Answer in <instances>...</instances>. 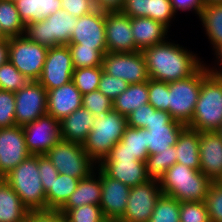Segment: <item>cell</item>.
Wrapping results in <instances>:
<instances>
[{"label": "cell", "instance_id": "obj_24", "mask_svg": "<svg viewBox=\"0 0 222 222\" xmlns=\"http://www.w3.org/2000/svg\"><path fill=\"white\" fill-rule=\"evenodd\" d=\"M131 29L135 46L140 51L165 42L169 36L165 25L148 17L131 18Z\"/></svg>", "mask_w": 222, "mask_h": 222}, {"label": "cell", "instance_id": "obj_47", "mask_svg": "<svg viewBox=\"0 0 222 222\" xmlns=\"http://www.w3.org/2000/svg\"><path fill=\"white\" fill-rule=\"evenodd\" d=\"M39 176L45 193L51 188V183L58 176V170L54 167L52 162L46 155H38Z\"/></svg>", "mask_w": 222, "mask_h": 222}, {"label": "cell", "instance_id": "obj_43", "mask_svg": "<svg viewBox=\"0 0 222 222\" xmlns=\"http://www.w3.org/2000/svg\"><path fill=\"white\" fill-rule=\"evenodd\" d=\"M17 126L15 120V93L0 90V128Z\"/></svg>", "mask_w": 222, "mask_h": 222}, {"label": "cell", "instance_id": "obj_55", "mask_svg": "<svg viewBox=\"0 0 222 222\" xmlns=\"http://www.w3.org/2000/svg\"><path fill=\"white\" fill-rule=\"evenodd\" d=\"M9 60V39L0 40V66Z\"/></svg>", "mask_w": 222, "mask_h": 222}, {"label": "cell", "instance_id": "obj_3", "mask_svg": "<svg viewBox=\"0 0 222 222\" xmlns=\"http://www.w3.org/2000/svg\"><path fill=\"white\" fill-rule=\"evenodd\" d=\"M39 173L38 155H30L3 178L29 211L47 210L46 193Z\"/></svg>", "mask_w": 222, "mask_h": 222}, {"label": "cell", "instance_id": "obj_35", "mask_svg": "<svg viewBox=\"0 0 222 222\" xmlns=\"http://www.w3.org/2000/svg\"><path fill=\"white\" fill-rule=\"evenodd\" d=\"M103 66L74 69L72 81L82 95L98 90Z\"/></svg>", "mask_w": 222, "mask_h": 222}, {"label": "cell", "instance_id": "obj_41", "mask_svg": "<svg viewBox=\"0 0 222 222\" xmlns=\"http://www.w3.org/2000/svg\"><path fill=\"white\" fill-rule=\"evenodd\" d=\"M180 222H210L205 201L180 202Z\"/></svg>", "mask_w": 222, "mask_h": 222}, {"label": "cell", "instance_id": "obj_59", "mask_svg": "<svg viewBox=\"0 0 222 222\" xmlns=\"http://www.w3.org/2000/svg\"><path fill=\"white\" fill-rule=\"evenodd\" d=\"M3 39H9V38L4 34L0 26V40H3Z\"/></svg>", "mask_w": 222, "mask_h": 222}, {"label": "cell", "instance_id": "obj_34", "mask_svg": "<svg viewBox=\"0 0 222 222\" xmlns=\"http://www.w3.org/2000/svg\"><path fill=\"white\" fill-rule=\"evenodd\" d=\"M180 202L172 197L161 195L148 222H180Z\"/></svg>", "mask_w": 222, "mask_h": 222}, {"label": "cell", "instance_id": "obj_6", "mask_svg": "<svg viewBox=\"0 0 222 222\" xmlns=\"http://www.w3.org/2000/svg\"><path fill=\"white\" fill-rule=\"evenodd\" d=\"M210 73L206 63L193 75L168 82L169 114L185 126L193 117L195 105L202 86V80Z\"/></svg>", "mask_w": 222, "mask_h": 222}, {"label": "cell", "instance_id": "obj_38", "mask_svg": "<svg viewBox=\"0 0 222 222\" xmlns=\"http://www.w3.org/2000/svg\"><path fill=\"white\" fill-rule=\"evenodd\" d=\"M66 222H104L100 205H83L77 208L68 209L64 214Z\"/></svg>", "mask_w": 222, "mask_h": 222}, {"label": "cell", "instance_id": "obj_39", "mask_svg": "<svg viewBox=\"0 0 222 222\" xmlns=\"http://www.w3.org/2000/svg\"><path fill=\"white\" fill-rule=\"evenodd\" d=\"M82 107L98 117L113 110V100L96 90L82 95Z\"/></svg>", "mask_w": 222, "mask_h": 222}, {"label": "cell", "instance_id": "obj_15", "mask_svg": "<svg viewBox=\"0 0 222 222\" xmlns=\"http://www.w3.org/2000/svg\"><path fill=\"white\" fill-rule=\"evenodd\" d=\"M47 114V90L38 82L30 81L15 92V120L24 126Z\"/></svg>", "mask_w": 222, "mask_h": 222}, {"label": "cell", "instance_id": "obj_44", "mask_svg": "<svg viewBox=\"0 0 222 222\" xmlns=\"http://www.w3.org/2000/svg\"><path fill=\"white\" fill-rule=\"evenodd\" d=\"M205 204L209 212L210 222H222V186L217 182L210 185Z\"/></svg>", "mask_w": 222, "mask_h": 222}, {"label": "cell", "instance_id": "obj_14", "mask_svg": "<svg viewBox=\"0 0 222 222\" xmlns=\"http://www.w3.org/2000/svg\"><path fill=\"white\" fill-rule=\"evenodd\" d=\"M74 66L68 45L48 48L42 73L37 80L47 91L72 81Z\"/></svg>", "mask_w": 222, "mask_h": 222}, {"label": "cell", "instance_id": "obj_7", "mask_svg": "<svg viewBox=\"0 0 222 222\" xmlns=\"http://www.w3.org/2000/svg\"><path fill=\"white\" fill-rule=\"evenodd\" d=\"M77 26V17L65 10H58L47 18L26 25L25 35L47 48L68 45Z\"/></svg>", "mask_w": 222, "mask_h": 222}, {"label": "cell", "instance_id": "obj_13", "mask_svg": "<svg viewBox=\"0 0 222 222\" xmlns=\"http://www.w3.org/2000/svg\"><path fill=\"white\" fill-rule=\"evenodd\" d=\"M162 190L158 180L132 187L128 196L126 211L118 222H148Z\"/></svg>", "mask_w": 222, "mask_h": 222}, {"label": "cell", "instance_id": "obj_8", "mask_svg": "<svg viewBox=\"0 0 222 222\" xmlns=\"http://www.w3.org/2000/svg\"><path fill=\"white\" fill-rule=\"evenodd\" d=\"M108 177L118 180L130 188L150 180L145 162L137 160L118 142L110 153L97 165Z\"/></svg>", "mask_w": 222, "mask_h": 222}, {"label": "cell", "instance_id": "obj_46", "mask_svg": "<svg viewBox=\"0 0 222 222\" xmlns=\"http://www.w3.org/2000/svg\"><path fill=\"white\" fill-rule=\"evenodd\" d=\"M21 20L25 25L38 22L43 18L40 16L39 0H17L15 1Z\"/></svg>", "mask_w": 222, "mask_h": 222}, {"label": "cell", "instance_id": "obj_23", "mask_svg": "<svg viewBox=\"0 0 222 222\" xmlns=\"http://www.w3.org/2000/svg\"><path fill=\"white\" fill-rule=\"evenodd\" d=\"M100 200L101 169L96 166L93 172L79 181L76 190L58 211L64 214L68 209L77 208L83 205H100Z\"/></svg>", "mask_w": 222, "mask_h": 222}, {"label": "cell", "instance_id": "obj_1", "mask_svg": "<svg viewBox=\"0 0 222 222\" xmlns=\"http://www.w3.org/2000/svg\"><path fill=\"white\" fill-rule=\"evenodd\" d=\"M168 40L142 50L151 79L177 81L195 74L205 64L195 52Z\"/></svg>", "mask_w": 222, "mask_h": 222}, {"label": "cell", "instance_id": "obj_5", "mask_svg": "<svg viewBox=\"0 0 222 222\" xmlns=\"http://www.w3.org/2000/svg\"><path fill=\"white\" fill-rule=\"evenodd\" d=\"M222 125V81L209 73L203 80L188 128L216 131Z\"/></svg>", "mask_w": 222, "mask_h": 222}, {"label": "cell", "instance_id": "obj_12", "mask_svg": "<svg viewBox=\"0 0 222 222\" xmlns=\"http://www.w3.org/2000/svg\"><path fill=\"white\" fill-rule=\"evenodd\" d=\"M102 66L108 75L121 78L129 84L148 82L150 79L142 51L106 52Z\"/></svg>", "mask_w": 222, "mask_h": 222}, {"label": "cell", "instance_id": "obj_51", "mask_svg": "<svg viewBox=\"0 0 222 222\" xmlns=\"http://www.w3.org/2000/svg\"><path fill=\"white\" fill-rule=\"evenodd\" d=\"M171 5L174 13L194 12L198 17L200 12L205 7L203 0H171Z\"/></svg>", "mask_w": 222, "mask_h": 222}, {"label": "cell", "instance_id": "obj_36", "mask_svg": "<svg viewBox=\"0 0 222 222\" xmlns=\"http://www.w3.org/2000/svg\"><path fill=\"white\" fill-rule=\"evenodd\" d=\"M74 69L102 66L103 55L95 47L68 44Z\"/></svg>", "mask_w": 222, "mask_h": 222}, {"label": "cell", "instance_id": "obj_53", "mask_svg": "<svg viewBox=\"0 0 222 222\" xmlns=\"http://www.w3.org/2000/svg\"><path fill=\"white\" fill-rule=\"evenodd\" d=\"M95 9L103 12L121 11L125 0H93Z\"/></svg>", "mask_w": 222, "mask_h": 222}, {"label": "cell", "instance_id": "obj_21", "mask_svg": "<svg viewBox=\"0 0 222 222\" xmlns=\"http://www.w3.org/2000/svg\"><path fill=\"white\" fill-rule=\"evenodd\" d=\"M199 133L200 171L217 182L222 177V139L216 131Z\"/></svg>", "mask_w": 222, "mask_h": 222}, {"label": "cell", "instance_id": "obj_31", "mask_svg": "<svg viewBox=\"0 0 222 222\" xmlns=\"http://www.w3.org/2000/svg\"><path fill=\"white\" fill-rule=\"evenodd\" d=\"M0 26L8 38L25 35L26 25L21 20L15 2L0 0Z\"/></svg>", "mask_w": 222, "mask_h": 222}, {"label": "cell", "instance_id": "obj_2", "mask_svg": "<svg viewBox=\"0 0 222 222\" xmlns=\"http://www.w3.org/2000/svg\"><path fill=\"white\" fill-rule=\"evenodd\" d=\"M162 194L179 202L205 201L212 182L200 170L175 163L158 181Z\"/></svg>", "mask_w": 222, "mask_h": 222}, {"label": "cell", "instance_id": "obj_61", "mask_svg": "<svg viewBox=\"0 0 222 222\" xmlns=\"http://www.w3.org/2000/svg\"><path fill=\"white\" fill-rule=\"evenodd\" d=\"M216 132L218 133V135L221 137L222 139V125L216 130Z\"/></svg>", "mask_w": 222, "mask_h": 222}, {"label": "cell", "instance_id": "obj_33", "mask_svg": "<svg viewBox=\"0 0 222 222\" xmlns=\"http://www.w3.org/2000/svg\"><path fill=\"white\" fill-rule=\"evenodd\" d=\"M175 145L169 150L160 151L158 154H151L145 161L146 173L150 180H160L165 171L172 167L176 161Z\"/></svg>", "mask_w": 222, "mask_h": 222}, {"label": "cell", "instance_id": "obj_40", "mask_svg": "<svg viewBox=\"0 0 222 222\" xmlns=\"http://www.w3.org/2000/svg\"><path fill=\"white\" fill-rule=\"evenodd\" d=\"M148 103L156 110L167 111L169 113L168 82L151 78L148 80Z\"/></svg>", "mask_w": 222, "mask_h": 222}, {"label": "cell", "instance_id": "obj_57", "mask_svg": "<svg viewBox=\"0 0 222 222\" xmlns=\"http://www.w3.org/2000/svg\"><path fill=\"white\" fill-rule=\"evenodd\" d=\"M205 6L212 4H222V0H203Z\"/></svg>", "mask_w": 222, "mask_h": 222}, {"label": "cell", "instance_id": "obj_4", "mask_svg": "<svg viewBox=\"0 0 222 222\" xmlns=\"http://www.w3.org/2000/svg\"><path fill=\"white\" fill-rule=\"evenodd\" d=\"M128 127L127 117L111 110L96 117L95 124L82 146L89 157L98 165L118 143Z\"/></svg>", "mask_w": 222, "mask_h": 222}, {"label": "cell", "instance_id": "obj_52", "mask_svg": "<svg viewBox=\"0 0 222 222\" xmlns=\"http://www.w3.org/2000/svg\"><path fill=\"white\" fill-rule=\"evenodd\" d=\"M33 222H66L58 210L33 211Z\"/></svg>", "mask_w": 222, "mask_h": 222}, {"label": "cell", "instance_id": "obj_18", "mask_svg": "<svg viewBox=\"0 0 222 222\" xmlns=\"http://www.w3.org/2000/svg\"><path fill=\"white\" fill-rule=\"evenodd\" d=\"M69 44H81L82 47H95L102 55L107 52L105 34V12L94 10L77 18V26Z\"/></svg>", "mask_w": 222, "mask_h": 222}, {"label": "cell", "instance_id": "obj_30", "mask_svg": "<svg viewBox=\"0 0 222 222\" xmlns=\"http://www.w3.org/2000/svg\"><path fill=\"white\" fill-rule=\"evenodd\" d=\"M80 179L59 173L46 193L47 210H59L76 190Z\"/></svg>", "mask_w": 222, "mask_h": 222}, {"label": "cell", "instance_id": "obj_37", "mask_svg": "<svg viewBox=\"0 0 222 222\" xmlns=\"http://www.w3.org/2000/svg\"><path fill=\"white\" fill-rule=\"evenodd\" d=\"M30 81L9 60L0 66V90L15 93Z\"/></svg>", "mask_w": 222, "mask_h": 222}, {"label": "cell", "instance_id": "obj_58", "mask_svg": "<svg viewBox=\"0 0 222 222\" xmlns=\"http://www.w3.org/2000/svg\"><path fill=\"white\" fill-rule=\"evenodd\" d=\"M21 222H33V211H30L28 216Z\"/></svg>", "mask_w": 222, "mask_h": 222}, {"label": "cell", "instance_id": "obj_48", "mask_svg": "<svg viewBox=\"0 0 222 222\" xmlns=\"http://www.w3.org/2000/svg\"><path fill=\"white\" fill-rule=\"evenodd\" d=\"M61 9L77 18L96 10L93 0H61Z\"/></svg>", "mask_w": 222, "mask_h": 222}, {"label": "cell", "instance_id": "obj_60", "mask_svg": "<svg viewBox=\"0 0 222 222\" xmlns=\"http://www.w3.org/2000/svg\"><path fill=\"white\" fill-rule=\"evenodd\" d=\"M214 75L218 76L219 79L222 81V69H219Z\"/></svg>", "mask_w": 222, "mask_h": 222}, {"label": "cell", "instance_id": "obj_11", "mask_svg": "<svg viewBox=\"0 0 222 222\" xmlns=\"http://www.w3.org/2000/svg\"><path fill=\"white\" fill-rule=\"evenodd\" d=\"M184 124L173 120L167 111H150L149 124L144 129L147 130V149L149 155L158 154L160 151L169 150L177 143L181 132L186 128Z\"/></svg>", "mask_w": 222, "mask_h": 222}, {"label": "cell", "instance_id": "obj_25", "mask_svg": "<svg viewBox=\"0 0 222 222\" xmlns=\"http://www.w3.org/2000/svg\"><path fill=\"white\" fill-rule=\"evenodd\" d=\"M95 120L96 117L88 109H77L60 121L61 139L83 144Z\"/></svg>", "mask_w": 222, "mask_h": 222}, {"label": "cell", "instance_id": "obj_20", "mask_svg": "<svg viewBox=\"0 0 222 222\" xmlns=\"http://www.w3.org/2000/svg\"><path fill=\"white\" fill-rule=\"evenodd\" d=\"M130 190L129 186L108 177L101 170L100 207L106 219L118 222L123 217Z\"/></svg>", "mask_w": 222, "mask_h": 222}, {"label": "cell", "instance_id": "obj_9", "mask_svg": "<svg viewBox=\"0 0 222 222\" xmlns=\"http://www.w3.org/2000/svg\"><path fill=\"white\" fill-rule=\"evenodd\" d=\"M58 173L82 179L93 172L97 164L89 157L81 143L60 140L46 154Z\"/></svg>", "mask_w": 222, "mask_h": 222}, {"label": "cell", "instance_id": "obj_42", "mask_svg": "<svg viewBox=\"0 0 222 222\" xmlns=\"http://www.w3.org/2000/svg\"><path fill=\"white\" fill-rule=\"evenodd\" d=\"M176 15L178 14L174 13L171 0H150L149 18L162 23L168 29L172 26Z\"/></svg>", "mask_w": 222, "mask_h": 222}, {"label": "cell", "instance_id": "obj_26", "mask_svg": "<svg viewBox=\"0 0 222 222\" xmlns=\"http://www.w3.org/2000/svg\"><path fill=\"white\" fill-rule=\"evenodd\" d=\"M199 131L186 127L175 144L177 163L200 170Z\"/></svg>", "mask_w": 222, "mask_h": 222}, {"label": "cell", "instance_id": "obj_45", "mask_svg": "<svg viewBox=\"0 0 222 222\" xmlns=\"http://www.w3.org/2000/svg\"><path fill=\"white\" fill-rule=\"evenodd\" d=\"M129 83L125 80L108 75L106 72H102L98 90L111 100L116 99L122 92H124Z\"/></svg>", "mask_w": 222, "mask_h": 222}, {"label": "cell", "instance_id": "obj_17", "mask_svg": "<svg viewBox=\"0 0 222 222\" xmlns=\"http://www.w3.org/2000/svg\"><path fill=\"white\" fill-rule=\"evenodd\" d=\"M30 155L25 144L23 126L0 128V179Z\"/></svg>", "mask_w": 222, "mask_h": 222}, {"label": "cell", "instance_id": "obj_54", "mask_svg": "<svg viewBox=\"0 0 222 222\" xmlns=\"http://www.w3.org/2000/svg\"><path fill=\"white\" fill-rule=\"evenodd\" d=\"M40 16L44 19L61 10V0H39Z\"/></svg>", "mask_w": 222, "mask_h": 222}, {"label": "cell", "instance_id": "obj_63", "mask_svg": "<svg viewBox=\"0 0 222 222\" xmlns=\"http://www.w3.org/2000/svg\"><path fill=\"white\" fill-rule=\"evenodd\" d=\"M104 222H116V221L106 219Z\"/></svg>", "mask_w": 222, "mask_h": 222}, {"label": "cell", "instance_id": "obj_16", "mask_svg": "<svg viewBox=\"0 0 222 222\" xmlns=\"http://www.w3.org/2000/svg\"><path fill=\"white\" fill-rule=\"evenodd\" d=\"M23 131L31 155H45L61 140L60 121L48 114L24 125Z\"/></svg>", "mask_w": 222, "mask_h": 222}, {"label": "cell", "instance_id": "obj_27", "mask_svg": "<svg viewBox=\"0 0 222 222\" xmlns=\"http://www.w3.org/2000/svg\"><path fill=\"white\" fill-rule=\"evenodd\" d=\"M29 212L16 192L0 179V222H21Z\"/></svg>", "mask_w": 222, "mask_h": 222}, {"label": "cell", "instance_id": "obj_56", "mask_svg": "<svg viewBox=\"0 0 222 222\" xmlns=\"http://www.w3.org/2000/svg\"><path fill=\"white\" fill-rule=\"evenodd\" d=\"M214 56H215V58L216 59H214L215 61H214V64L216 63L217 64V66H216V64L213 66V67H211V65H209L208 66V68H209V71H210V73L211 74H215L220 68L222 69V46L220 47V48H218L214 53H212ZM218 67V68H217Z\"/></svg>", "mask_w": 222, "mask_h": 222}, {"label": "cell", "instance_id": "obj_19", "mask_svg": "<svg viewBox=\"0 0 222 222\" xmlns=\"http://www.w3.org/2000/svg\"><path fill=\"white\" fill-rule=\"evenodd\" d=\"M107 52L140 51L134 43L131 18L121 11L105 12Z\"/></svg>", "mask_w": 222, "mask_h": 222}, {"label": "cell", "instance_id": "obj_10", "mask_svg": "<svg viewBox=\"0 0 222 222\" xmlns=\"http://www.w3.org/2000/svg\"><path fill=\"white\" fill-rule=\"evenodd\" d=\"M47 53V47L26 35L9 38V61L31 81L39 79Z\"/></svg>", "mask_w": 222, "mask_h": 222}, {"label": "cell", "instance_id": "obj_62", "mask_svg": "<svg viewBox=\"0 0 222 222\" xmlns=\"http://www.w3.org/2000/svg\"><path fill=\"white\" fill-rule=\"evenodd\" d=\"M217 183L222 186V177L217 181Z\"/></svg>", "mask_w": 222, "mask_h": 222}, {"label": "cell", "instance_id": "obj_50", "mask_svg": "<svg viewBox=\"0 0 222 222\" xmlns=\"http://www.w3.org/2000/svg\"><path fill=\"white\" fill-rule=\"evenodd\" d=\"M154 107L149 103L139 106L132 113L127 116L128 127L131 128H145L149 124L150 111Z\"/></svg>", "mask_w": 222, "mask_h": 222}, {"label": "cell", "instance_id": "obj_32", "mask_svg": "<svg viewBox=\"0 0 222 222\" xmlns=\"http://www.w3.org/2000/svg\"><path fill=\"white\" fill-rule=\"evenodd\" d=\"M137 160L145 162L149 156L147 149V130L127 127L119 141Z\"/></svg>", "mask_w": 222, "mask_h": 222}, {"label": "cell", "instance_id": "obj_29", "mask_svg": "<svg viewBox=\"0 0 222 222\" xmlns=\"http://www.w3.org/2000/svg\"><path fill=\"white\" fill-rule=\"evenodd\" d=\"M198 18L212 45V51L215 52L222 46V4L205 6Z\"/></svg>", "mask_w": 222, "mask_h": 222}, {"label": "cell", "instance_id": "obj_28", "mask_svg": "<svg viewBox=\"0 0 222 222\" xmlns=\"http://www.w3.org/2000/svg\"><path fill=\"white\" fill-rule=\"evenodd\" d=\"M148 103V82L129 84L127 89L113 100V110L128 116L139 106Z\"/></svg>", "mask_w": 222, "mask_h": 222}, {"label": "cell", "instance_id": "obj_22", "mask_svg": "<svg viewBox=\"0 0 222 222\" xmlns=\"http://www.w3.org/2000/svg\"><path fill=\"white\" fill-rule=\"evenodd\" d=\"M82 107V94L73 81L47 91V114L58 121Z\"/></svg>", "mask_w": 222, "mask_h": 222}, {"label": "cell", "instance_id": "obj_49", "mask_svg": "<svg viewBox=\"0 0 222 222\" xmlns=\"http://www.w3.org/2000/svg\"><path fill=\"white\" fill-rule=\"evenodd\" d=\"M149 5L150 0H125L121 12L130 18H149Z\"/></svg>", "mask_w": 222, "mask_h": 222}]
</instances>
